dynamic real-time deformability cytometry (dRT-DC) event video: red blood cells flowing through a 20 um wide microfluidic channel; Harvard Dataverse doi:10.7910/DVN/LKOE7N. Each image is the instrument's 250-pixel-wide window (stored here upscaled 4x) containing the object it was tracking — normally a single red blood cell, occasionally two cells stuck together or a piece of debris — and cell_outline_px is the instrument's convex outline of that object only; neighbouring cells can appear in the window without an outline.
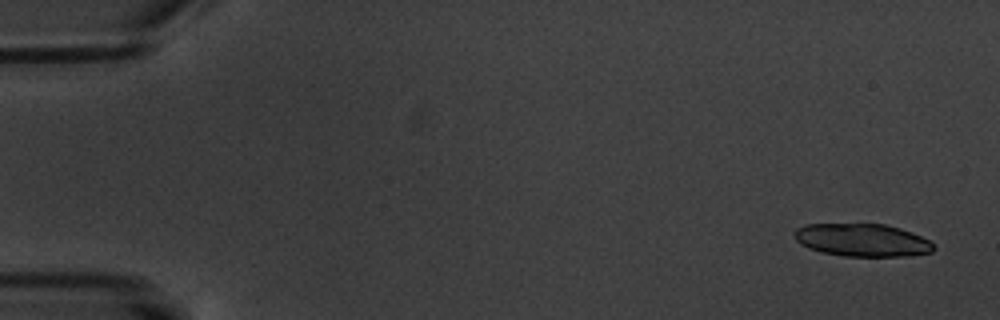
{"species": "common noctule bat (a hibernating species)", "species_latin": "Nyctalus noctula", "temperature_condition": "warm", "stored_images_in_passage": 5, "camera_frame_rate_fps": 3000, "um_per_image_px": 0.085, "animal": {"sex": "male", "body_mass_g": 20.1, "forearm_length_mm": 53.5}, "frame": {"image": 1, "passage_image": 1, "time_ms": 0.0, "image_size_px": [1000, 320], "cell_outline_px": [[936, 248], [932, 252], [912, 256], [844, 256], [820, 252], [808, 248], [800, 244], [792, 236], [792, 232], [796, 228], [804, 224], [884, 224], [900, 228], [912, 232], [928, 240]], "centroid_in_image_um": [73.25, 20.41], "position_along_channel_um": 11.8, "area_um2": 26.88}}